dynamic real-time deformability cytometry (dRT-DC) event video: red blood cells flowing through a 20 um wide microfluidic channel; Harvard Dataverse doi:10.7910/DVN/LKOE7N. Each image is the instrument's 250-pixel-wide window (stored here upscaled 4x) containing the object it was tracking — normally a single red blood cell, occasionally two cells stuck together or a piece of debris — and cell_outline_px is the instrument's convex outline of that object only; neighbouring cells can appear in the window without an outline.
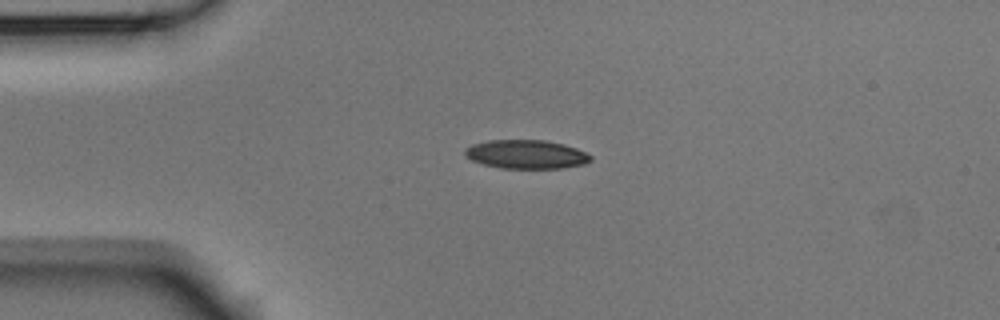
{"species": "Egyptian fruit bat (a non-hibernating species)", "species_latin": "Rousettus aegyptiacus", "temperature_condition": "room temperature", "stored_images_in_passage": 2, "camera_frame_rate_fps": 3000, "um_per_image_px": 0.085, "animal": {"sex": "male"}, "frame": {"image": 1, "passage_image": 1, "time_ms": 0.0, "image_size_px": [1000, 320], "cell_outline_px": [[592, 160], [584, 164], [564, 168], [500, 168], [484, 164], [472, 160], [464, 156], [464, 148], [472, 144], [488, 140], [544, 140], [564, 144], [576, 148], [592, 156]], "centroid_in_image_um": [44.71, 13.11], "position_along_channel_um": 40.3, "area_um2": 21.15}}